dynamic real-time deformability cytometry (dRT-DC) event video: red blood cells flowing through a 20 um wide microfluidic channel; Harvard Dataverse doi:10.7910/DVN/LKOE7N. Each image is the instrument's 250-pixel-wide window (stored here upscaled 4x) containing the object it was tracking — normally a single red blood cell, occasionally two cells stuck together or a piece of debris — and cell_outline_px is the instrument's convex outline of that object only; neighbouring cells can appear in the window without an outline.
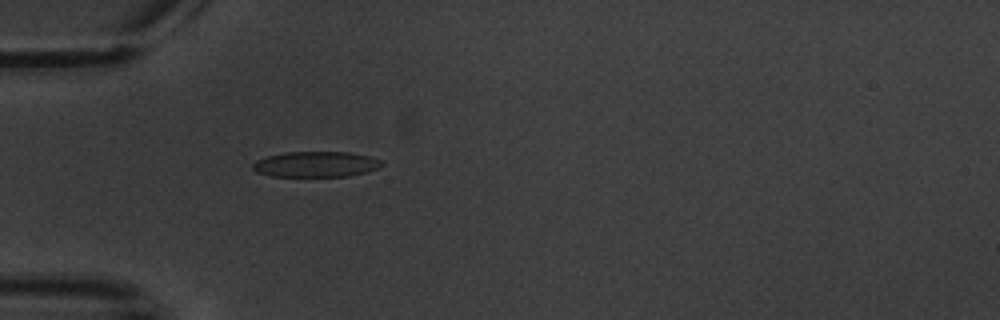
{"species": "common noctule bat (a hibernating species)", "species_latin": "Nyctalus noctula", "temperature_condition": "warm", "stored_images_in_passage": 5, "camera_frame_rate_fps": 3000, "um_per_image_px": 0.085, "animal": {"sex": "male", "body_mass_g": 20.1, "forearm_length_mm": 53.5}, "frame": {"image": 1, "passage_image": 5, "time_ms": 4.667, "image_size_px": [1000, 320], "cell_outline_px": [[384, 164], [376, 168], [364, 172], [348, 176], [272, 176], [256, 172], [252, 168], [252, 164], [256, 160], [268, 156], [284, 152], [348, 152], [368, 156], [384, 160]], "centroid_in_image_um": [26.84, 13.95], "position_along_channel_um": 58.2, "area_um2": 19.13}}